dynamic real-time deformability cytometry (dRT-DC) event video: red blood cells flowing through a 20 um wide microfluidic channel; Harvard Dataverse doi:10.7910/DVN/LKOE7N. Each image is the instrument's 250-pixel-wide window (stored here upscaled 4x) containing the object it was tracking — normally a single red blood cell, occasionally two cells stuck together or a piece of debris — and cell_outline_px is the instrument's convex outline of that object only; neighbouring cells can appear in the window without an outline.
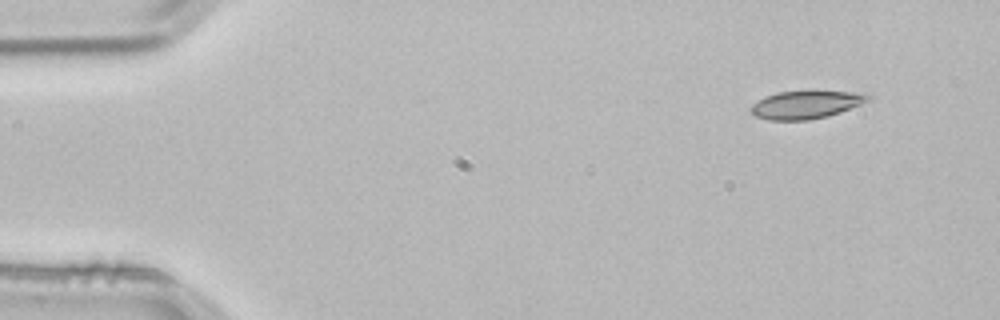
{"species": "common noctule bat (a hibernating species)", "species_latin": "Nyctalus noctula", "temperature_condition": "room temperature", "stored_images_in_passage": 4, "segment_of_instrument_passage": [1, 2], "camera_frame_rate_fps": 3000, "um_per_image_px": 0.085, "animal": {"sex": "male", "body_mass_g": 21.5, "forearm_length_mm": 52.0}, "frame": {"image": 1, "passage_image": 1, "time_ms": 0.0, "image_size_px": [1000, 320], "cell_outline_px": [[872, 100], [840, 112], [828, 116], [808, 120], [768, 120], [756, 116], [748, 108], [752, 104], [764, 96], [776, 92], [856, 92], [872, 96]], "centroid_in_image_um": [68.48, 8.91], "position_along_channel_um": 16.5, "area_um2": 18.9}}